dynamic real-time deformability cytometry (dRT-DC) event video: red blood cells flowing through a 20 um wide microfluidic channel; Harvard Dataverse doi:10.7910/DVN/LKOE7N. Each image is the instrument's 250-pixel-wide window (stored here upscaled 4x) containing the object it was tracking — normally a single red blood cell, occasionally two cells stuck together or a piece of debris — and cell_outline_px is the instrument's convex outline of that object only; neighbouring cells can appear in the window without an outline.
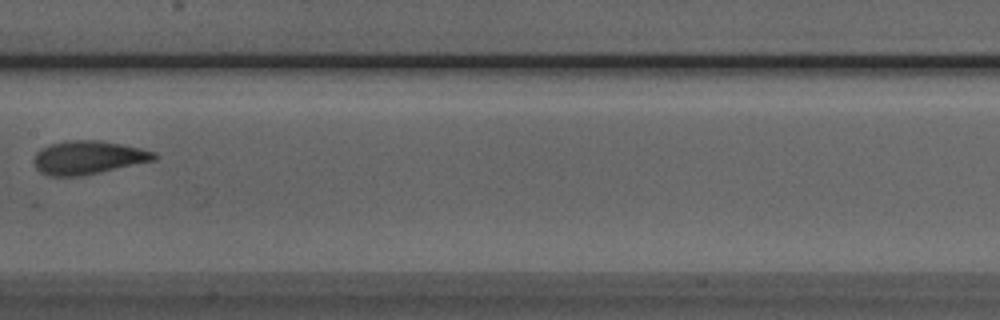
{"species": "Egyptian fruit bat (a non-hibernating species)", "species_latin": "Rousettus aegyptiacus", "temperature_condition": "room temperature", "stored_images_in_passage": 7, "camera_frame_rate_fps": 3000, "um_per_image_px": 0.085, "animal": {"sex": "male"}, "frame": {"image": 1, "passage_image": 7, "time_ms": 7.0, "image_size_px": [1000, 320], "cell_outline_px": [[160, 156], [156, 160], [100, 172], [80, 176], [48, 176], [40, 172], [36, 168], [32, 160], [36, 152], [40, 148], [48, 144], [64, 140], [100, 140], [140, 148], [156, 152]], "centroid_in_image_um": [7.47, 13.38], "position_along_channel_um": 199.9, "area_um2": 23.76}}